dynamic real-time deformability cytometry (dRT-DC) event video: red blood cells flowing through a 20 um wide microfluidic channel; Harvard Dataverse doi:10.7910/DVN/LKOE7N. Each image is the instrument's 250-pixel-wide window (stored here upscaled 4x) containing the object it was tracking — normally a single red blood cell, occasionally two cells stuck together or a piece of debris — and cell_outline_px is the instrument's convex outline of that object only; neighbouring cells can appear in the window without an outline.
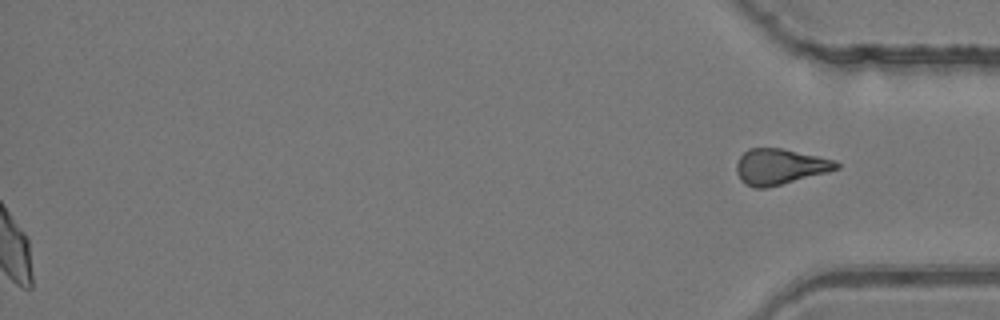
{"species": "common noctule bat (a hibernating species)", "species_latin": "Nyctalus noctula", "temperature_condition": "room temperature", "stored_images_in_passage": 40, "segment_of_instrument_passage": [2, 2], "camera_frame_rate_fps": 3000, "um_per_image_px": 0.085, "animal": {"sex": "female", "body_mass_g": 24.6, "forearm_length_mm": 56.2}, "frame": {"image": 1, "passage_image": 40, "time_ms": 13.0, "image_size_px": [1000, 320], "cell_outline_px": [[840, 168], [828, 172], [768, 188], [752, 188], [744, 184], [740, 180], [736, 172], [736, 164], [740, 156], [748, 148], [784, 148], [836, 160], [840, 164]], "centroid_in_image_um": [66.29, 14.17], "position_along_channel_um": 368.9, "area_um2": 21.15}}